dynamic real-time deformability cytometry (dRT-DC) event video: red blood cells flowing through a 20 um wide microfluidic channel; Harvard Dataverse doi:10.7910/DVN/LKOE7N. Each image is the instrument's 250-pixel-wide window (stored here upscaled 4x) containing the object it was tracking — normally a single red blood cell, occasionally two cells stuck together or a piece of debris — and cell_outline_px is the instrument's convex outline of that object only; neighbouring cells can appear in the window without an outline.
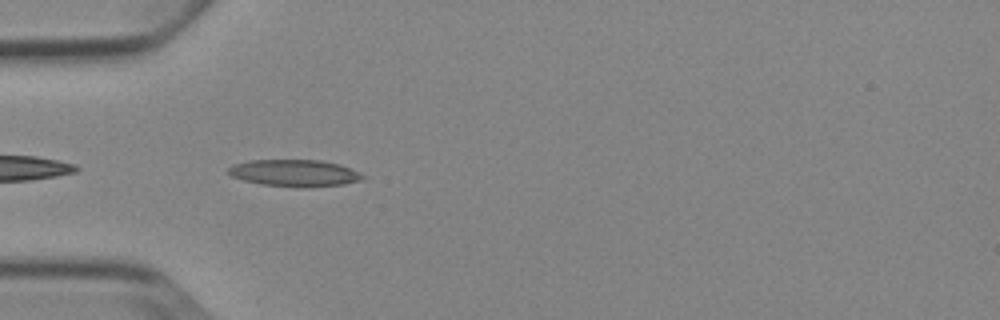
{"species": "Egyptian fruit bat (a non-hibernating species)", "species_latin": "Rousettus aegyptiacus", "temperature_condition": "cold", "stored_images_in_passage": 3, "camera_frame_rate_fps": 3000, "um_per_image_px": 0.085, "animal": {"sex": "female"}, "frame": {"image": 1, "passage_image": 2, "time_ms": 1.333, "image_size_px": [1000, 320], "cell_outline_px": [[368, 176], [364, 180], [344, 184], [308, 188], [300, 188], [260, 184], [244, 180], [232, 176], [228, 172], [228, 168], [232, 164], [248, 160], [320, 160], [336, 164], [348, 168]], "centroid_in_image_um": [25.05, 14.72], "position_along_channel_um": 60.0, "area_um2": 21.21}}
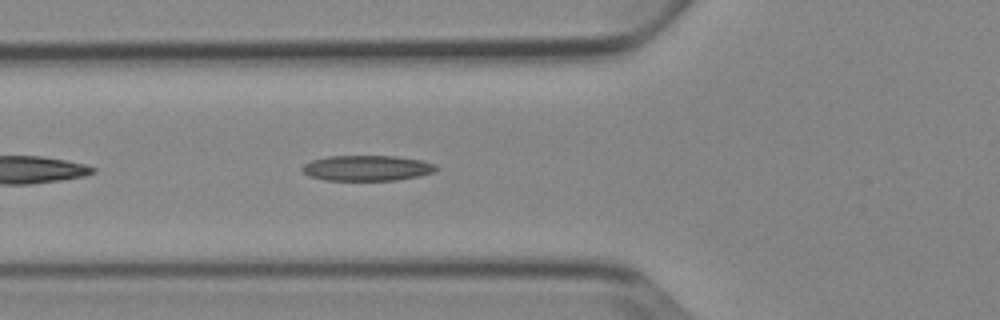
{"frame": {"image": 2, "passage_image": 3, "time_ms": 2.333, "image_size_px": [1000, 320], "cell_outline_px": [[440, 168], [436, 172], [420, 176], [396, 180], [324, 180], [308, 176], [300, 168], [304, 164], [312, 160], [328, 156], [396, 156], [420, 160], [436, 164]], "centroid_in_image_um": [31.23, 14.29], "position_along_channel_um": 94.6, "area_um2": 20.06}}